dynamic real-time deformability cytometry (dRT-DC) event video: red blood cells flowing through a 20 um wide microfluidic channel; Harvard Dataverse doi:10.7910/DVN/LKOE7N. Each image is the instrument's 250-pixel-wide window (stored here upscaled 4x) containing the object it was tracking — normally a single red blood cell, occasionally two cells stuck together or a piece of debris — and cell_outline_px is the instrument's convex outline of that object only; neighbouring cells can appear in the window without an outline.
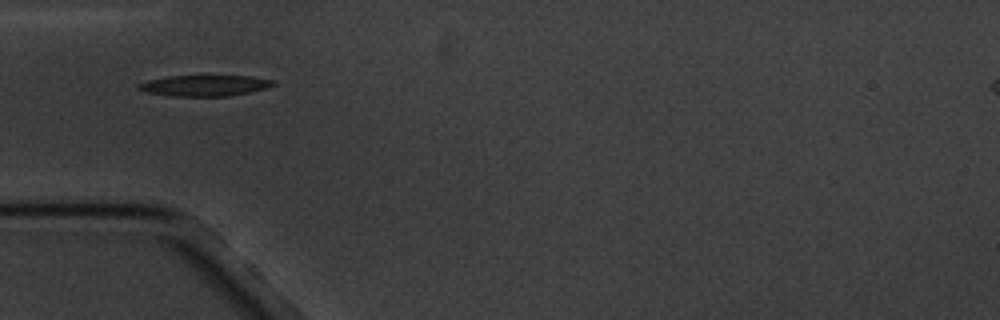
{"species": "common noctule bat (a hibernating species)", "species_latin": "Nyctalus noctula", "temperature_condition": "cold", "stored_images_in_passage": 7, "camera_frame_rate_fps": 3000, "um_per_image_px": 0.085, "animal": {"sex": "male", "body_mass_g": 20.1, "forearm_length_mm": 53.5}, "frame": {"image": 1, "passage_image": 1, "time_ms": 0.0, "image_size_px": [1000, 320], "cell_outline_px": [[276, 84], [268, 88], [228, 96], [172, 96], [148, 92], [136, 88], [136, 84], [148, 80], [168, 76], [252, 76], [276, 80]], "centroid_in_image_um": [17.42, 7.26], "position_along_channel_um": 67.6, "area_um2": 16.47}}
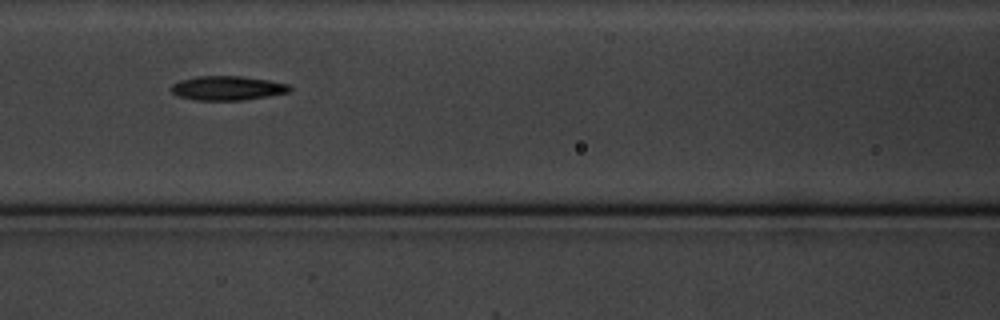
{"frame": {"image": 2, "passage_image": 3, "time_ms": 2.333, "image_size_px": [1000, 320], "cell_outline_px": [[292, 92], [244, 100], [192, 100], [176, 96], [168, 88], [172, 84], [180, 80], [200, 76], [240, 76], [268, 80], [292, 84]], "centroid_in_image_um": [19.34, 7.49], "position_along_channel_um": 147.3, "area_um2": 17.05}}
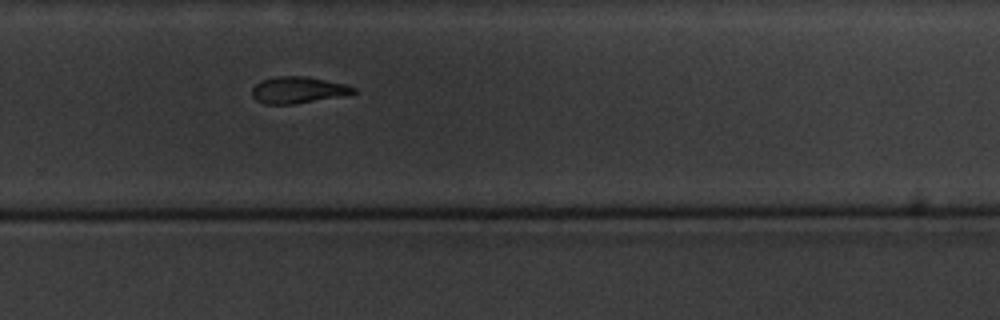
{"frame": {"image": 3, "passage_image": 7, "time_ms": 7.0, "image_size_px": [1000, 320], "cell_outline_px": [[356, 92], [344, 96], [292, 104], [264, 104], [256, 100], [252, 96], [252, 88], [260, 80], [276, 76], [308, 76], [344, 84], [356, 88]], "centroid_in_image_um": [25.31, 7.64], "position_along_channel_um": 304.5, "area_um2": 15.78}}